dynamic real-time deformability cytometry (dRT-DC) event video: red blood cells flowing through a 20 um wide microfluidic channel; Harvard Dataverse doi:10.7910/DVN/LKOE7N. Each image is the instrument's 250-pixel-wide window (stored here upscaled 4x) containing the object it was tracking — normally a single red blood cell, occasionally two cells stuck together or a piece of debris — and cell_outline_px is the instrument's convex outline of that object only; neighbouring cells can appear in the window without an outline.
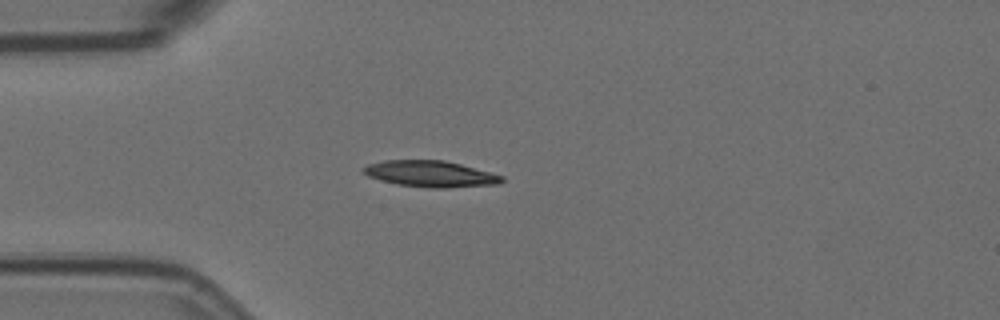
{"species": "Egyptian fruit bat (a non-hibernating species)", "species_latin": "Rousettus aegyptiacus", "temperature_condition": "room temperature", "stored_images_in_passage": 42, "camera_frame_rate_fps": 3000, "um_per_image_px": 0.085, "animal": {"sex": "female"}, "frame": {"image": 1, "passage_image": 1, "time_ms": 0.0, "image_size_px": [1000, 320], "cell_outline_px": [[504, 180], [500, 184], [448, 188], [428, 188], [396, 184], [380, 180], [368, 176], [360, 168], [368, 164], [384, 160], [444, 160], [460, 164], [504, 176]], "centroid_in_image_um": [36.58, 14.78], "position_along_channel_um": 48.4, "area_um2": 21.27}}
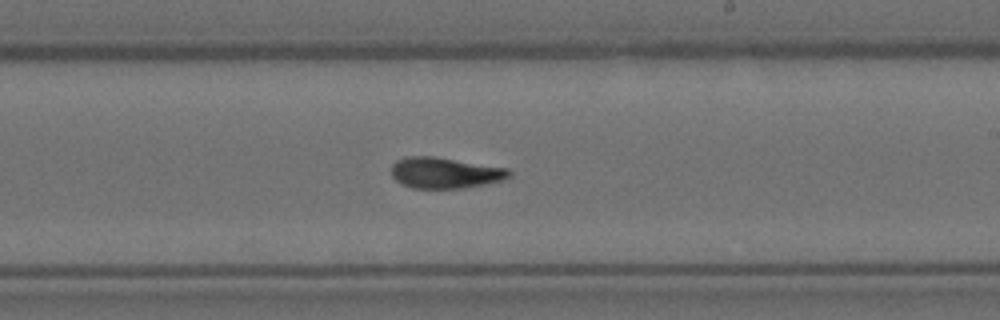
{"frame": {"image": 2, "passage_image": 19, "time_ms": 6.0, "image_size_px": [1000, 320], "cell_outline_px": [[512, 176], [488, 184], [464, 188], [412, 188], [396, 180], [392, 176], [392, 164], [396, 160], [408, 156], [432, 156], [508, 168], [512, 172]], "centroid_in_image_um": [37.84, 14.69], "position_along_channel_um": 251.2, "area_um2": 21.21}}
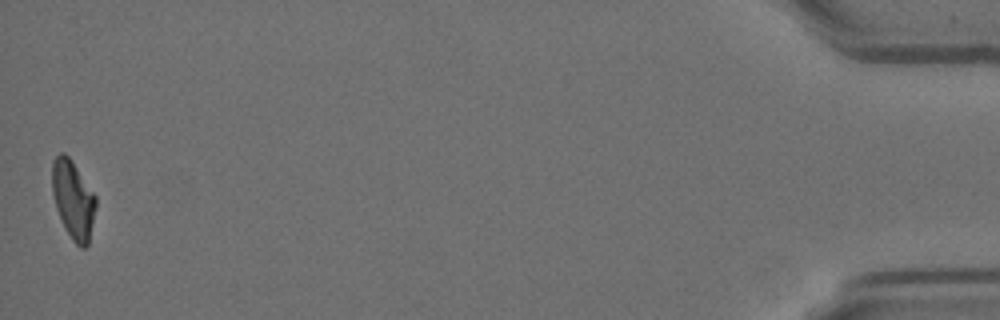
{"frame": {"image": 3, "passage_image": 42, "time_ms": 13.667, "image_size_px": [1000, 320], "cell_outline_px": [[96, 208], [88, 244], [84, 248], [80, 248], [72, 240], [64, 228], [56, 208], [52, 192], [52, 160], [60, 152], [64, 152], [72, 160], [96, 196]], "centroid_in_image_um": [6.21, 16.96], "position_along_channel_um": 429.0, "area_um2": 20.06}, "authors_computed_cell_mechanics": {"area_um2": 21.2415, "velocity_mm_per_s": 3.5738, "shape_relaxation_time_tau1_ms": null, "shape_relaxation_time_tau2_ms": 3.1313, "deformation_change_tau1": null, "deformation_change_tau2": 0.0916}}